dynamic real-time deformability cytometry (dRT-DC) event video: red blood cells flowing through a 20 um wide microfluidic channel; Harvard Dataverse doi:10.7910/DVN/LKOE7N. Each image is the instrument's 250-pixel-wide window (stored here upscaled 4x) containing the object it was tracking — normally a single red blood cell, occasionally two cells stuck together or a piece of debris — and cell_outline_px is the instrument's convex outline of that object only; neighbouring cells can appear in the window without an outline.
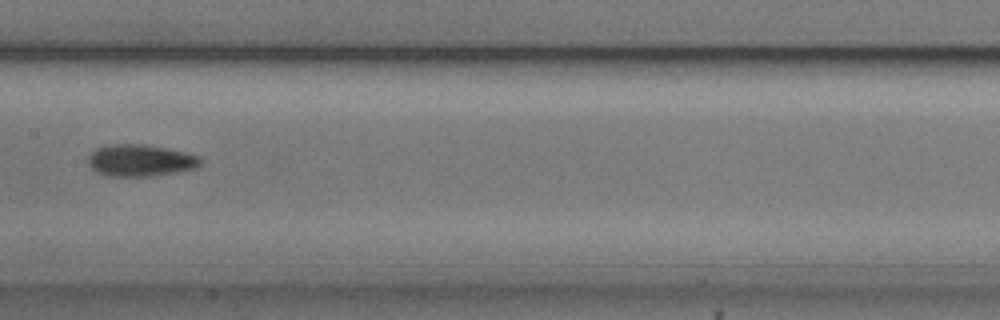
{"species": "common noctule bat (a hibernating species)", "species_latin": "Nyctalus noctula", "temperature_condition": "cold", "stored_images_in_passage": 10, "camera_frame_rate_fps": 3000, "um_per_image_px": 0.085, "animal": {"sex": "male", "body_mass_g": 20.5, "forearm_length_mm": 52.5}, "frame": {"image": 1, "passage_image": 7, "time_ms": 8.0, "image_size_px": [1000, 320], "cell_outline_px": [[204, 164], [196, 168], [176, 172], [152, 176], [108, 176], [96, 172], [88, 164], [88, 156], [96, 148], [104, 144], [148, 144], [188, 152], [200, 156]], "centroid_in_image_um": [11.96, 13.62], "position_along_channel_um": 195.4, "area_um2": 21.33}}
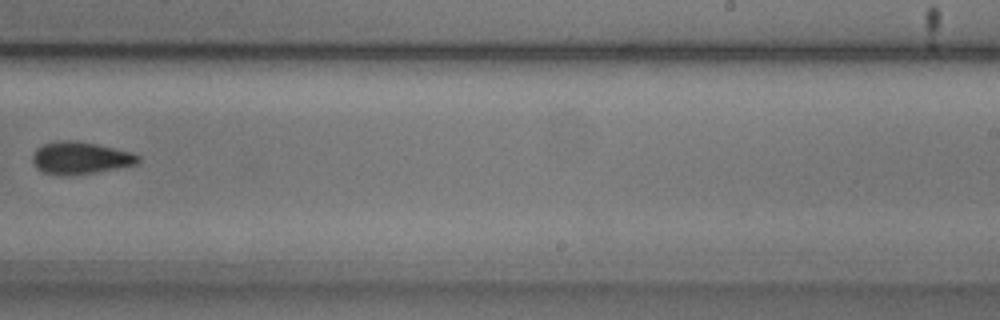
{"frame": {"image": 2, "passage_image": 9, "time_ms": 10.333, "image_size_px": [1000, 320], "cell_outline_px": [[140, 160], [136, 164], [96, 172], [64, 176], [60, 176], [44, 172], [36, 168], [32, 160], [32, 156], [36, 148], [44, 144], [60, 140], [76, 140], [96, 144], [132, 152], [140, 156]], "centroid_in_image_um": [6.8, 13.42], "position_along_channel_um": 282.2, "area_um2": 19.88}}
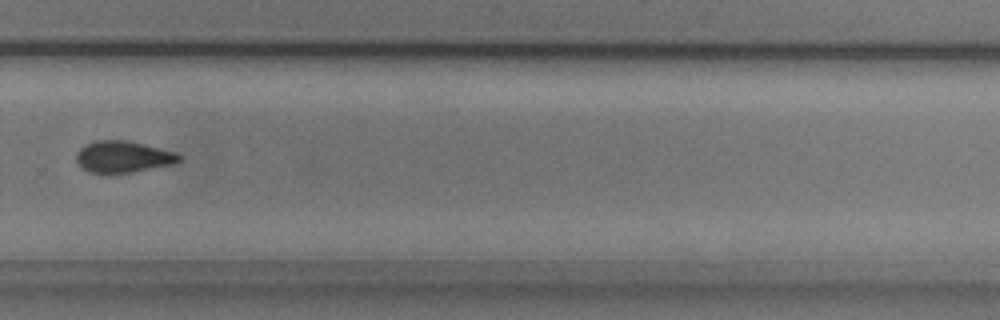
{"frame": {"image": 3, "passage_image": 10, "time_ms": 11.333, "image_size_px": [1000, 320], "cell_outline_px": [[184, 160], [176, 164], [132, 172], [88, 172], [80, 168], [76, 160], [76, 152], [84, 144], [96, 140], [128, 140], [176, 152], [184, 156]], "centroid_in_image_um": [10.5, 13.32], "position_along_channel_um": 319.3, "area_um2": 19.25}}